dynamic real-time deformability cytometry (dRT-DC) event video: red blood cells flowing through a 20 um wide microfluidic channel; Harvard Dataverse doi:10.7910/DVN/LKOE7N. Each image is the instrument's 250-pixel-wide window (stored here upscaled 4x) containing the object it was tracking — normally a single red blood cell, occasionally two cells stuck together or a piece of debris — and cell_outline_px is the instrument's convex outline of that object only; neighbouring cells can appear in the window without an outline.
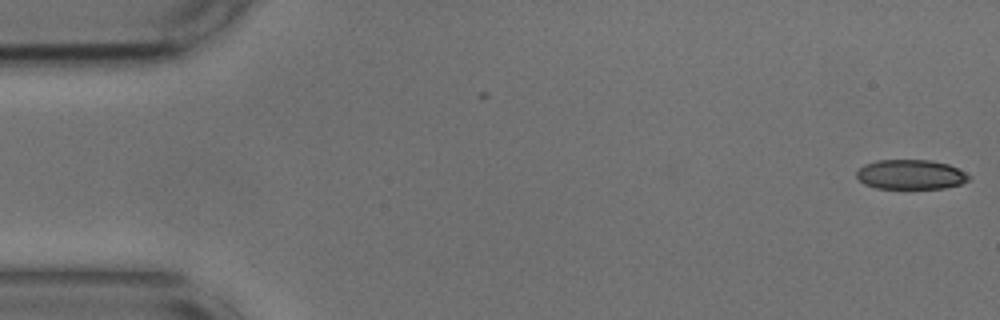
{"species": "common noctule bat (a hibernating species)", "species_latin": "Nyctalus noctula", "temperature_condition": "cold", "stored_images_in_passage": 54, "segment_of_instrument_passage": [1, 2], "camera_frame_rate_fps": 3000, "um_per_image_px": 0.085, "animal": {"sex": "male", "body_mass_g": 17.9, "forearm_length_mm": 54.2}, "frame": {"image": 1, "passage_image": 1, "time_ms": 0.0, "image_size_px": [1000, 320], "cell_outline_px": [[972, 176], [968, 180], [960, 184], [944, 188], [876, 188], [864, 184], [856, 176], [856, 172], [864, 164], [876, 160], [932, 160], [948, 164]], "centroid_in_image_um": [77.4, 14.83], "position_along_channel_um": 7.6, "area_um2": 19.36}}
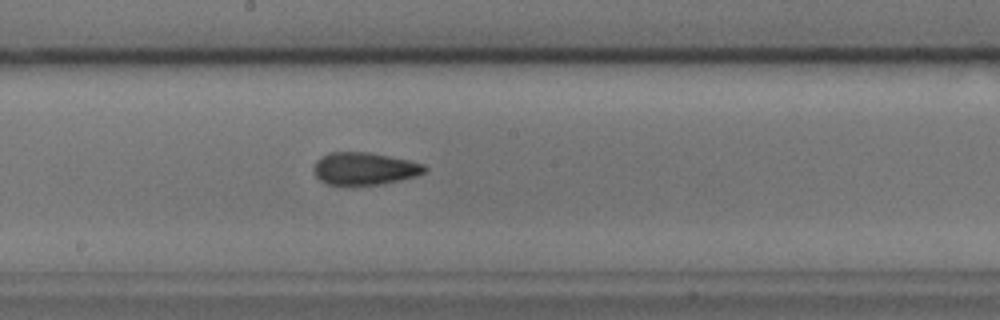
{"frame": {"image": 2, "passage_image": 28, "time_ms": 9.0, "image_size_px": [1000, 320], "cell_outline_px": [[428, 168], [424, 172], [416, 176], [400, 180], [380, 184], [328, 184], [320, 180], [316, 176], [312, 168], [316, 160], [320, 156], [328, 152], [368, 152], [408, 160], [424, 164]], "centroid_in_image_um": [30.95, 14.31], "position_along_channel_um": 217.2, "area_um2": 20.87}}
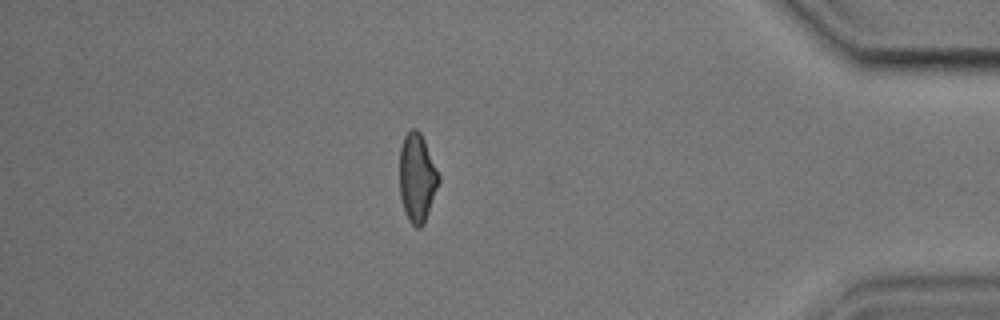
{"frame": {"image": 3, "passage_image": 46, "time_ms": 15.0, "image_size_px": [1000, 320], "cell_outline_px": [[440, 180], [424, 224], [420, 228], [416, 228], [408, 220], [404, 212], [400, 196], [400, 148], [404, 136], [412, 128], [416, 128], [420, 132], [424, 140], [440, 176]], "centroid_in_image_um": [35.45, 15.13], "position_along_channel_um": 399.8, "area_um2": 20.17}}